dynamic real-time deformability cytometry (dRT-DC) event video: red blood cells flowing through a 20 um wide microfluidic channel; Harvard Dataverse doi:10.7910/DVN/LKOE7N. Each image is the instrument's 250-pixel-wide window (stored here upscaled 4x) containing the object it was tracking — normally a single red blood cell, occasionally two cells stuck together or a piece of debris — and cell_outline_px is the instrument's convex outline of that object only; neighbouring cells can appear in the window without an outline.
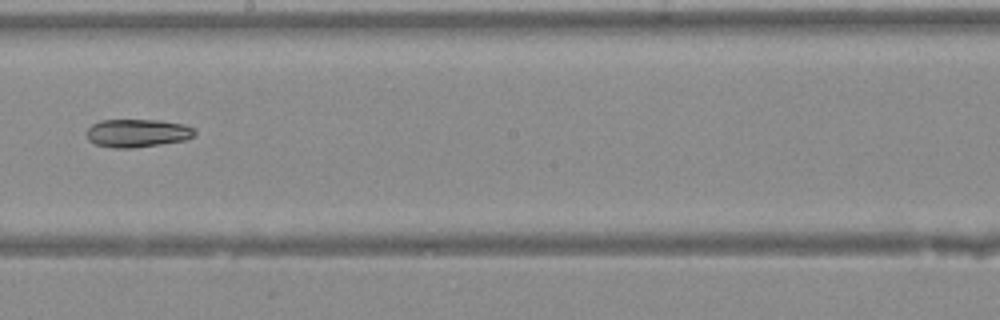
{"species": "Egyptian fruit bat (a non-hibernating species)", "species_latin": "Rousettus aegyptiacus", "temperature_condition": "warm", "stored_images_in_passage": 30, "camera_frame_rate_fps": 3000, "um_per_image_px": 0.085, "animal": {"sex": "female"}, "frame": {"image": 1, "passage_image": 13, "time_ms": 4.0, "image_size_px": [1000, 320], "cell_outline_px": [[196, 136], [184, 140], [160, 144], [132, 148], [112, 148], [96, 144], [88, 140], [84, 132], [92, 124], [100, 120], [156, 120], [184, 124], [196, 128]], "centroid_in_image_um": [11.67, 11.31], "position_along_channel_um": 236.5, "area_um2": 17.92}}
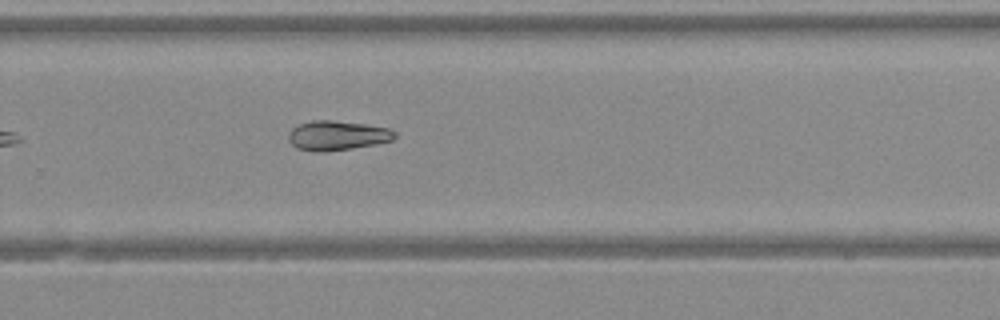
{"frame": {"image": 2, "passage_image": 17, "time_ms": 5.333, "image_size_px": [1000, 320], "cell_outline_px": [[396, 136], [392, 140], [376, 144], [352, 148], [320, 152], [296, 148], [288, 140], [288, 132], [292, 128], [300, 124], [312, 120], [332, 120], [364, 124], [388, 128], [396, 132]], "centroid_in_image_um": [28.65, 11.51], "position_along_channel_um": 301.2, "area_um2": 18.21}}